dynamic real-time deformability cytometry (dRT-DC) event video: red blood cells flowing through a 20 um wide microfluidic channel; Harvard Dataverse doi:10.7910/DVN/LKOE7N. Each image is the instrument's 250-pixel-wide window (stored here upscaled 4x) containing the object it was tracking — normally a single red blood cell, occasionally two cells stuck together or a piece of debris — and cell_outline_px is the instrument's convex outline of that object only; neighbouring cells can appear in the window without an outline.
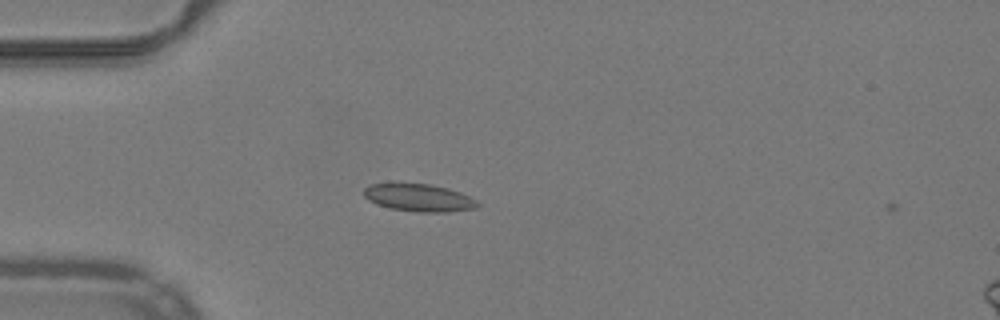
{"species": "common noctule bat (a hibernating species)", "species_latin": "Nyctalus noctula", "temperature_condition": "warm", "stored_images_in_passage": 3, "camera_frame_rate_fps": 3000, "um_per_image_px": 0.085, "animal": {"sex": "male", "body_mass_g": 19.2, "forearm_length_mm": 51.8}, "frame": {"image": 1, "passage_image": 2, "time_ms": 0.333, "image_size_px": [1000, 320], "cell_outline_px": [[480, 204], [476, 208], [448, 212], [416, 212], [388, 208], [376, 204], [368, 200], [364, 196], [364, 188], [368, 184], [432, 184], [448, 188], [460, 192], [476, 200]], "centroid_in_image_um": [35.6, 16.82], "position_along_channel_um": 49.4, "area_um2": 18.26}}